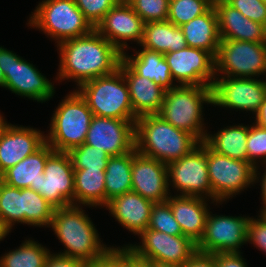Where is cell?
Returning <instances> with one entry per match:
<instances>
[{
  "mask_svg": "<svg viewBox=\"0 0 266 267\" xmlns=\"http://www.w3.org/2000/svg\"><path fill=\"white\" fill-rule=\"evenodd\" d=\"M2 181V174L0 173V182Z\"/></svg>",
  "mask_w": 266,
  "mask_h": 267,
  "instance_id": "56",
  "label": "cell"
},
{
  "mask_svg": "<svg viewBox=\"0 0 266 267\" xmlns=\"http://www.w3.org/2000/svg\"><path fill=\"white\" fill-rule=\"evenodd\" d=\"M258 218L248 220L246 242H250L266 253V221L260 216Z\"/></svg>",
  "mask_w": 266,
  "mask_h": 267,
  "instance_id": "42",
  "label": "cell"
},
{
  "mask_svg": "<svg viewBox=\"0 0 266 267\" xmlns=\"http://www.w3.org/2000/svg\"><path fill=\"white\" fill-rule=\"evenodd\" d=\"M134 266L135 267H157V263L152 260L141 258L134 253Z\"/></svg>",
  "mask_w": 266,
  "mask_h": 267,
  "instance_id": "48",
  "label": "cell"
},
{
  "mask_svg": "<svg viewBox=\"0 0 266 267\" xmlns=\"http://www.w3.org/2000/svg\"><path fill=\"white\" fill-rule=\"evenodd\" d=\"M0 68L4 73L3 87L19 96L37 102L48 101L55 93L50 82L30 62L0 46Z\"/></svg>",
  "mask_w": 266,
  "mask_h": 267,
  "instance_id": "9",
  "label": "cell"
},
{
  "mask_svg": "<svg viewBox=\"0 0 266 267\" xmlns=\"http://www.w3.org/2000/svg\"><path fill=\"white\" fill-rule=\"evenodd\" d=\"M172 79L179 85L212 86L215 76V57L204 49L185 47L164 53Z\"/></svg>",
  "mask_w": 266,
  "mask_h": 267,
  "instance_id": "15",
  "label": "cell"
},
{
  "mask_svg": "<svg viewBox=\"0 0 266 267\" xmlns=\"http://www.w3.org/2000/svg\"><path fill=\"white\" fill-rule=\"evenodd\" d=\"M135 55L129 56L126 52L122 54V60L140 77L148 78L159 85L165 91L176 87L173 84L170 67L164 55L159 52L142 48L135 51Z\"/></svg>",
  "mask_w": 266,
  "mask_h": 267,
  "instance_id": "27",
  "label": "cell"
},
{
  "mask_svg": "<svg viewBox=\"0 0 266 267\" xmlns=\"http://www.w3.org/2000/svg\"><path fill=\"white\" fill-rule=\"evenodd\" d=\"M212 5L210 0H169L167 21L180 27L205 13Z\"/></svg>",
  "mask_w": 266,
  "mask_h": 267,
  "instance_id": "35",
  "label": "cell"
},
{
  "mask_svg": "<svg viewBox=\"0 0 266 267\" xmlns=\"http://www.w3.org/2000/svg\"><path fill=\"white\" fill-rule=\"evenodd\" d=\"M207 167L212 187V202H216V205L259 181L260 173L250 162L220 155L208 146Z\"/></svg>",
  "mask_w": 266,
  "mask_h": 267,
  "instance_id": "8",
  "label": "cell"
},
{
  "mask_svg": "<svg viewBox=\"0 0 266 267\" xmlns=\"http://www.w3.org/2000/svg\"><path fill=\"white\" fill-rule=\"evenodd\" d=\"M154 202L134 191L112 198L105 206L128 231L140 235L149 225Z\"/></svg>",
  "mask_w": 266,
  "mask_h": 267,
  "instance_id": "22",
  "label": "cell"
},
{
  "mask_svg": "<svg viewBox=\"0 0 266 267\" xmlns=\"http://www.w3.org/2000/svg\"><path fill=\"white\" fill-rule=\"evenodd\" d=\"M82 11L85 19L95 29L105 14L120 0H73Z\"/></svg>",
  "mask_w": 266,
  "mask_h": 267,
  "instance_id": "40",
  "label": "cell"
},
{
  "mask_svg": "<svg viewBox=\"0 0 266 267\" xmlns=\"http://www.w3.org/2000/svg\"><path fill=\"white\" fill-rule=\"evenodd\" d=\"M145 22L165 21L169 14V0H126Z\"/></svg>",
  "mask_w": 266,
  "mask_h": 267,
  "instance_id": "38",
  "label": "cell"
},
{
  "mask_svg": "<svg viewBox=\"0 0 266 267\" xmlns=\"http://www.w3.org/2000/svg\"><path fill=\"white\" fill-rule=\"evenodd\" d=\"M183 267H217L215 255L197 251Z\"/></svg>",
  "mask_w": 266,
  "mask_h": 267,
  "instance_id": "46",
  "label": "cell"
},
{
  "mask_svg": "<svg viewBox=\"0 0 266 267\" xmlns=\"http://www.w3.org/2000/svg\"><path fill=\"white\" fill-rule=\"evenodd\" d=\"M147 229L164 232L168 235H183L179 223L175 220L168 201L153 204Z\"/></svg>",
  "mask_w": 266,
  "mask_h": 267,
  "instance_id": "37",
  "label": "cell"
},
{
  "mask_svg": "<svg viewBox=\"0 0 266 267\" xmlns=\"http://www.w3.org/2000/svg\"><path fill=\"white\" fill-rule=\"evenodd\" d=\"M252 21L266 24V5L261 0H224Z\"/></svg>",
  "mask_w": 266,
  "mask_h": 267,
  "instance_id": "41",
  "label": "cell"
},
{
  "mask_svg": "<svg viewBox=\"0 0 266 267\" xmlns=\"http://www.w3.org/2000/svg\"><path fill=\"white\" fill-rule=\"evenodd\" d=\"M168 186H173L185 196H196L212 200V187L207 167V145L204 142L189 154L168 165ZM205 195V196H204ZM208 197V198H207Z\"/></svg>",
  "mask_w": 266,
  "mask_h": 267,
  "instance_id": "11",
  "label": "cell"
},
{
  "mask_svg": "<svg viewBox=\"0 0 266 267\" xmlns=\"http://www.w3.org/2000/svg\"><path fill=\"white\" fill-rule=\"evenodd\" d=\"M264 221H266V208H262L259 215Z\"/></svg>",
  "mask_w": 266,
  "mask_h": 267,
  "instance_id": "52",
  "label": "cell"
},
{
  "mask_svg": "<svg viewBox=\"0 0 266 267\" xmlns=\"http://www.w3.org/2000/svg\"><path fill=\"white\" fill-rule=\"evenodd\" d=\"M132 191L154 203L169 198L168 167L159 160L137 153L132 164Z\"/></svg>",
  "mask_w": 266,
  "mask_h": 267,
  "instance_id": "19",
  "label": "cell"
},
{
  "mask_svg": "<svg viewBox=\"0 0 266 267\" xmlns=\"http://www.w3.org/2000/svg\"><path fill=\"white\" fill-rule=\"evenodd\" d=\"M145 22L126 0H120L108 11L96 30L122 54L127 50V41L140 44ZM127 48V49H126Z\"/></svg>",
  "mask_w": 266,
  "mask_h": 267,
  "instance_id": "18",
  "label": "cell"
},
{
  "mask_svg": "<svg viewBox=\"0 0 266 267\" xmlns=\"http://www.w3.org/2000/svg\"><path fill=\"white\" fill-rule=\"evenodd\" d=\"M242 253H214L217 267H247Z\"/></svg>",
  "mask_w": 266,
  "mask_h": 267,
  "instance_id": "45",
  "label": "cell"
},
{
  "mask_svg": "<svg viewBox=\"0 0 266 267\" xmlns=\"http://www.w3.org/2000/svg\"><path fill=\"white\" fill-rule=\"evenodd\" d=\"M157 267H183V266L175 265V264L157 263Z\"/></svg>",
  "mask_w": 266,
  "mask_h": 267,
  "instance_id": "51",
  "label": "cell"
},
{
  "mask_svg": "<svg viewBox=\"0 0 266 267\" xmlns=\"http://www.w3.org/2000/svg\"><path fill=\"white\" fill-rule=\"evenodd\" d=\"M38 193L55 208L74 205V168L67 152L47 158Z\"/></svg>",
  "mask_w": 266,
  "mask_h": 267,
  "instance_id": "16",
  "label": "cell"
},
{
  "mask_svg": "<svg viewBox=\"0 0 266 267\" xmlns=\"http://www.w3.org/2000/svg\"><path fill=\"white\" fill-rule=\"evenodd\" d=\"M15 223L23 224V189L0 182V230L9 234Z\"/></svg>",
  "mask_w": 266,
  "mask_h": 267,
  "instance_id": "32",
  "label": "cell"
},
{
  "mask_svg": "<svg viewBox=\"0 0 266 267\" xmlns=\"http://www.w3.org/2000/svg\"><path fill=\"white\" fill-rule=\"evenodd\" d=\"M141 245L127 246L137 256L156 263L184 264L197 252V244L185 235H168L164 232L146 229L140 234Z\"/></svg>",
  "mask_w": 266,
  "mask_h": 267,
  "instance_id": "12",
  "label": "cell"
},
{
  "mask_svg": "<svg viewBox=\"0 0 266 267\" xmlns=\"http://www.w3.org/2000/svg\"><path fill=\"white\" fill-rule=\"evenodd\" d=\"M107 267H135L134 253L127 247H113L102 260Z\"/></svg>",
  "mask_w": 266,
  "mask_h": 267,
  "instance_id": "43",
  "label": "cell"
},
{
  "mask_svg": "<svg viewBox=\"0 0 266 267\" xmlns=\"http://www.w3.org/2000/svg\"><path fill=\"white\" fill-rule=\"evenodd\" d=\"M206 219L205 232L197 244L201 253H240V247L247 243V224L250 217L211 215Z\"/></svg>",
  "mask_w": 266,
  "mask_h": 267,
  "instance_id": "14",
  "label": "cell"
},
{
  "mask_svg": "<svg viewBox=\"0 0 266 267\" xmlns=\"http://www.w3.org/2000/svg\"><path fill=\"white\" fill-rule=\"evenodd\" d=\"M45 142L40 130L8 124L0 137V173L37 151Z\"/></svg>",
  "mask_w": 266,
  "mask_h": 267,
  "instance_id": "20",
  "label": "cell"
},
{
  "mask_svg": "<svg viewBox=\"0 0 266 267\" xmlns=\"http://www.w3.org/2000/svg\"><path fill=\"white\" fill-rule=\"evenodd\" d=\"M54 151L45 142L37 151L6 170L2 174V182L11 187L19 189L30 188L38 192L46 160Z\"/></svg>",
  "mask_w": 266,
  "mask_h": 267,
  "instance_id": "25",
  "label": "cell"
},
{
  "mask_svg": "<svg viewBox=\"0 0 266 267\" xmlns=\"http://www.w3.org/2000/svg\"><path fill=\"white\" fill-rule=\"evenodd\" d=\"M248 125L227 126L214 135L206 134L204 143L214 152L232 159L248 161Z\"/></svg>",
  "mask_w": 266,
  "mask_h": 267,
  "instance_id": "30",
  "label": "cell"
},
{
  "mask_svg": "<svg viewBox=\"0 0 266 267\" xmlns=\"http://www.w3.org/2000/svg\"><path fill=\"white\" fill-rule=\"evenodd\" d=\"M248 162H250L257 170V163L263 159L266 163V129L253 123L248 125V136L246 143ZM259 159V161H258Z\"/></svg>",
  "mask_w": 266,
  "mask_h": 267,
  "instance_id": "39",
  "label": "cell"
},
{
  "mask_svg": "<svg viewBox=\"0 0 266 267\" xmlns=\"http://www.w3.org/2000/svg\"><path fill=\"white\" fill-rule=\"evenodd\" d=\"M180 28L188 47L204 49L216 57L221 38L213 5L205 13L184 23Z\"/></svg>",
  "mask_w": 266,
  "mask_h": 267,
  "instance_id": "26",
  "label": "cell"
},
{
  "mask_svg": "<svg viewBox=\"0 0 266 267\" xmlns=\"http://www.w3.org/2000/svg\"><path fill=\"white\" fill-rule=\"evenodd\" d=\"M8 124L9 123H7V121L4 119L2 114H0V137H1L2 133L4 132V130L6 129Z\"/></svg>",
  "mask_w": 266,
  "mask_h": 267,
  "instance_id": "50",
  "label": "cell"
},
{
  "mask_svg": "<svg viewBox=\"0 0 266 267\" xmlns=\"http://www.w3.org/2000/svg\"><path fill=\"white\" fill-rule=\"evenodd\" d=\"M74 169H106L109 155L102 149L82 144L67 152Z\"/></svg>",
  "mask_w": 266,
  "mask_h": 267,
  "instance_id": "36",
  "label": "cell"
},
{
  "mask_svg": "<svg viewBox=\"0 0 266 267\" xmlns=\"http://www.w3.org/2000/svg\"><path fill=\"white\" fill-rule=\"evenodd\" d=\"M200 141L191 133L175 128L158 114L139 116L135 123L137 152L168 165L189 154Z\"/></svg>",
  "mask_w": 266,
  "mask_h": 267,
  "instance_id": "3",
  "label": "cell"
},
{
  "mask_svg": "<svg viewBox=\"0 0 266 267\" xmlns=\"http://www.w3.org/2000/svg\"><path fill=\"white\" fill-rule=\"evenodd\" d=\"M175 220L183 235L198 244L205 232L209 209L205 198L185 195H170L167 199Z\"/></svg>",
  "mask_w": 266,
  "mask_h": 267,
  "instance_id": "23",
  "label": "cell"
},
{
  "mask_svg": "<svg viewBox=\"0 0 266 267\" xmlns=\"http://www.w3.org/2000/svg\"><path fill=\"white\" fill-rule=\"evenodd\" d=\"M129 88L133 113L139 117L158 114L161 110L165 90L154 81L137 75L123 60L119 64Z\"/></svg>",
  "mask_w": 266,
  "mask_h": 267,
  "instance_id": "24",
  "label": "cell"
},
{
  "mask_svg": "<svg viewBox=\"0 0 266 267\" xmlns=\"http://www.w3.org/2000/svg\"><path fill=\"white\" fill-rule=\"evenodd\" d=\"M3 84H4V73L0 68V86L3 87Z\"/></svg>",
  "mask_w": 266,
  "mask_h": 267,
  "instance_id": "54",
  "label": "cell"
},
{
  "mask_svg": "<svg viewBox=\"0 0 266 267\" xmlns=\"http://www.w3.org/2000/svg\"><path fill=\"white\" fill-rule=\"evenodd\" d=\"M57 45L60 65L56 80L73 79L78 87L89 80L113 74L122 60V53L96 29Z\"/></svg>",
  "mask_w": 266,
  "mask_h": 267,
  "instance_id": "1",
  "label": "cell"
},
{
  "mask_svg": "<svg viewBox=\"0 0 266 267\" xmlns=\"http://www.w3.org/2000/svg\"><path fill=\"white\" fill-rule=\"evenodd\" d=\"M136 120L93 116L84 144L119 156L135 149Z\"/></svg>",
  "mask_w": 266,
  "mask_h": 267,
  "instance_id": "17",
  "label": "cell"
},
{
  "mask_svg": "<svg viewBox=\"0 0 266 267\" xmlns=\"http://www.w3.org/2000/svg\"><path fill=\"white\" fill-rule=\"evenodd\" d=\"M105 207V169H74V205Z\"/></svg>",
  "mask_w": 266,
  "mask_h": 267,
  "instance_id": "29",
  "label": "cell"
},
{
  "mask_svg": "<svg viewBox=\"0 0 266 267\" xmlns=\"http://www.w3.org/2000/svg\"><path fill=\"white\" fill-rule=\"evenodd\" d=\"M80 205L55 208L50 227L66 249L59 254L84 261L87 265L102 262L113 248L101 243L98 231Z\"/></svg>",
  "mask_w": 266,
  "mask_h": 267,
  "instance_id": "2",
  "label": "cell"
},
{
  "mask_svg": "<svg viewBox=\"0 0 266 267\" xmlns=\"http://www.w3.org/2000/svg\"><path fill=\"white\" fill-rule=\"evenodd\" d=\"M87 267H107L103 262L96 263V264H90Z\"/></svg>",
  "mask_w": 266,
  "mask_h": 267,
  "instance_id": "53",
  "label": "cell"
},
{
  "mask_svg": "<svg viewBox=\"0 0 266 267\" xmlns=\"http://www.w3.org/2000/svg\"><path fill=\"white\" fill-rule=\"evenodd\" d=\"M88 265L79 259L62 255L59 253L49 254L44 267H87Z\"/></svg>",
  "mask_w": 266,
  "mask_h": 267,
  "instance_id": "44",
  "label": "cell"
},
{
  "mask_svg": "<svg viewBox=\"0 0 266 267\" xmlns=\"http://www.w3.org/2000/svg\"><path fill=\"white\" fill-rule=\"evenodd\" d=\"M93 116L80 94L76 90L70 92L52 115L46 143L58 152L84 144Z\"/></svg>",
  "mask_w": 266,
  "mask_h": 267,
  "instance_id": "6",
  "label": "cell"
},
{
  "mask_svg": "<svg viewBox=\"0 0 266 267\" xmlns=\"http://www.w3.org/2000/svg\"><path fill=\"white\" fill-rule=\"evenodd\" d=\"M213 6L217 14L221 40L266 43L265 25L245 17L224 0L214 2Z\"/></svg>",
  "mask_w": 266,
  "mask_h": 267,
  "instance_id": "21",
  "label": "cell"
},
{
  "mask_svg": "<svg viewBox=\"0 0 266 267\" xmlns=\"http://www.w3.org/2000/svg\"><path fill=\"white\" fill-rule=\"evenodd\" d=\"M220 73L221 77L266 76V43L221 40L215 57V75Z\"/></svg>",
  "mask_w": 266,
  "mask_h": 267,
  "instance_id": "10",
  "label": "cell"
},
{
  "mask_svg": "<svg viewBox=\"0 0 266 267\" xmlns=\"http://www.w3.org/2000/svg\"><path fill=\"white\" fill-rule=\"evenodd\" d=\"M216 77L211 86L212 105L254 114L266 98V81L255 78Z\"/></svg>",
  "mask_w": 266,
  "mask_h": 267,
  "instance_id": "13",
  "label": "cell"
},
{
  "mask_svg": "<svg viewBox=\"0 0 266 267\" xmlns=\"http://www.w3.org/2000/svg\"><path fill=\"white\" fill-rule=\"evenodd\" d=\"M136 148L129 153L109 157L105 169V206L108 201L132 191V164Z\"/></svg>",
  "mask_w": 266,
  "mask_h": 267,
  "instance_id": "31",
  "label": "cell"
},
{
  "mask_svg": "<svg viewBox=\"0 0 266 267\" xmlns=\"http://www.w3.org/2000/svg\"><path fill=\"white\" fill-rule=\"evenodd\" d=\"M55 207L38 192L23 188V223L30 226L50 227Z\"/></svg>",
  "mask_w": 266,
  "mask_h": 267,
  "instance_id": "34",
  "label": "cell"
},
{
  "mask_svg": "<svg viewBox=\"0 0 266 267\" xmlns=\"http://www.w3.org/2000/svg\"><path fill=\"white\" fill-rule=\"evenodd\" d=\"M32 13L28 25L42 30L57 44L94 29L73 0H43Z\"/></svg>",
  "mask_w": 266,
  "mask_h": 267,
  "instance_id": "7",
  "label": "cell"
},
{
  "mask_svg": "<svg viewBox=\"0 0 266 267\" xmlns=\"http://www.w3.org/2000/svg\"><path fill=\"white\" fill-rule=\"evenodd\" d=\"M139 45L162 54L187 47L181 28L167 20L145 23L143 38Z\"/></svg>",
  "mask_w": 266,
  "mask_h": 267,
  "instance_id": "28",
  "label": "cell"
},
{
  "mask_svg": "<svg viewBox=\"0 0 266 267\" xmlns=\"http://www.w3.org/2000/svg\"><path fill=\"white\" fill-rule=\"evenodd\" d=\"M50 250L30 238L0 258V267H44Z\"/></svg>",
  "mask_w": 266,
  "mask_h": 267,
  "instance_id": "33",
  "label": "cell"
},
{
  "mask_svg": "<svg viewBox=\"0 0 266 267\" xmlns=\"http://www.w3.org/2000/svg\"><path fill=\"white\" fill-rule=\"evenodd\" d=\"M6 235H8V234H4V233L0 230V241L3 240V239L6 237Z\"/></svg>",
  "mask_w": 266,
  "mask_h": 267,
  "instance_id": "55",
  "label": "cell"
},
{
  "mask_svg": "<svg viewBox=\"0 0 266 267\" xmlns=\"http://www.w3.org/2000/svg\"><path fill=\"white\" fill-rule=\"evenodd\" d=\"M76 91L95 116L124 120L138 118L133 113L129 88L120 69L85 82Z\"/></svg>",
  "mask_w": 266,
  "mask_h": 267,
  "instance_id": "5",
  "label": "cell"
},
{
  "mask_svg": "<svg viewBox=\"0 0 266 267\" xmlns=\"http://www.w3.org/2000/svg\"><path fill=\"white\" fill-rule=\"evenodd\" d=\"M263 164H265V168H266V163H263ZM260 179H262V180H260L259 182H260V185H261V199H262V202L261 203H263V207L262 208H266V169L264 170V173H263V175L261 176V178Z\"/></svg>",
  "mask_w": 266,
  "mask_h": 267,
  "instance_id": "49",
  "label": "cell"
},
{
  "mask_svg": "<svg viewBox=\"0 0 266 267\" xmlns=\"http://www.w3.org/2000/svg\"><path fill=\"white\" fill-rule=\"evenodd\" d=\"M203 103L212 104L211 86L177 85L165 92L158 115L175 128L185 130L203 142L207 134L202 118Z\"/></svg>",
  "mask_w": 266,
  "mask_h": 267,
  "instance_id": "4",
  "label": "cell"
},
{
  "mask_svg": "<svg viewBox=\"0 0 266 267\" xmlns=\"http://www.w3.org/2000/svg\"><path fill=\"white\" fill-rule=\"evenodd\" d=\"M255 117L254 123L266 129V98L261 103L259 110L255 113Z\"/></svg>",
  "mask_w": 266,
  "mask_h": 267,
  "instance_id": "47",
  "label": "cell"
}]
</instances>
